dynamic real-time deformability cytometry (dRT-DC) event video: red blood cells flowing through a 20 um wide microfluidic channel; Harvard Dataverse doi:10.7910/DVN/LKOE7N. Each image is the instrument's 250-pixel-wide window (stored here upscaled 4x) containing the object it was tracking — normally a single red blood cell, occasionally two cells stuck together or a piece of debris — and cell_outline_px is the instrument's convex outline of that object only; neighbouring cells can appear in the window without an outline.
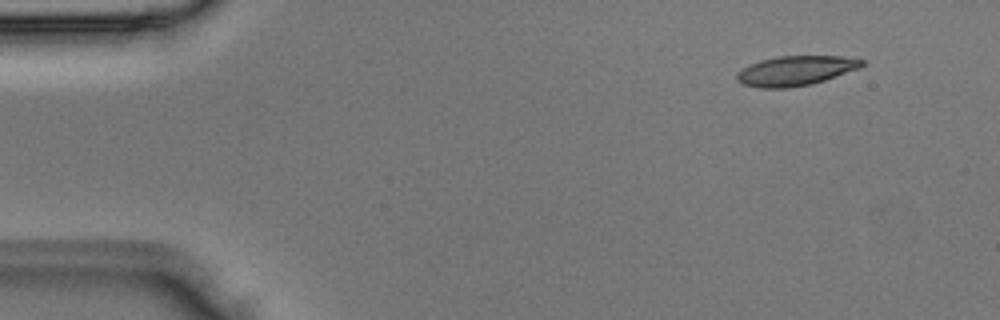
{"species": "Egyptian fruit bat (a non-hibernating species)", "species_latin": "Rousettus aegyptiacus", "temperature_condition": "room temperature", "stored_images_in_passage": 2, "camera_frame_rate_fps": 3000, "um_per_image_px": 0.085, "animal": {"sex": "male"}, "frame": {"image": 1, "passage_image": 2, "time_ms": 0.333, "image_size_px": [1000, 320], "cell_outline_px": [[864, 64], [860, 68], [812, 84], [788, 88], [760, 88], [740, 84], [736, 80], [736, 76], [744, 68], [760, 60], [776, 56], [844, 56], [864, 60]], "centroid_in_image_um": [67.63, 6.01], "position_along_channel_um": 17.4, "area_um2": 21.62}}